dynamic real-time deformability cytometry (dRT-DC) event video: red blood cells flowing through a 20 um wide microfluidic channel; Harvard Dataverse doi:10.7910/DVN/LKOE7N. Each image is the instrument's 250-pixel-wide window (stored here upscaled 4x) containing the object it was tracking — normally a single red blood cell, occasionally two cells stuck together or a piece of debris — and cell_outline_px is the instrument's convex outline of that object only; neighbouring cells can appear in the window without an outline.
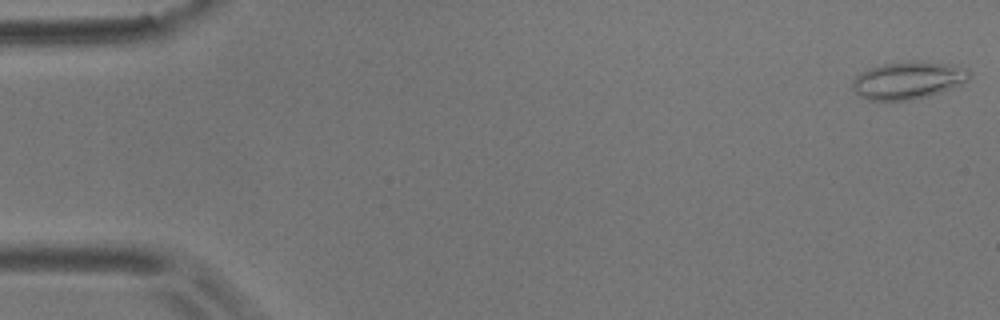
{"species": "common noctule bat (a hibernating species)", "species_latin": "Nyctalus noctula", "temperature_condition": "room temperature", "stored_images_in_passage": 5, "camera_frame_rate_fps": 3000, "um_per_image_px": 0.085, "animal": {"sex": "male", "body_mass_g": 17.9}, "frame": {"image": 1, "passage_image": 1, "time_ms": 0.0, "image_size_px": [1000, 320], "cell_outline_px": [[972, 72], [968, 80], [956, 88], [928, 96], [908, 100], [868, 100], [860, 96], [852, 88], [852, 80], [860, 72], [868, 68], [884, 64], [908, 60], [924, 60], [956, 64], [968, 68]], "centroid_in_image_um": [77.26, 6.79], "position_along_channel_um": 7.7, "area_um2": 26.3}}